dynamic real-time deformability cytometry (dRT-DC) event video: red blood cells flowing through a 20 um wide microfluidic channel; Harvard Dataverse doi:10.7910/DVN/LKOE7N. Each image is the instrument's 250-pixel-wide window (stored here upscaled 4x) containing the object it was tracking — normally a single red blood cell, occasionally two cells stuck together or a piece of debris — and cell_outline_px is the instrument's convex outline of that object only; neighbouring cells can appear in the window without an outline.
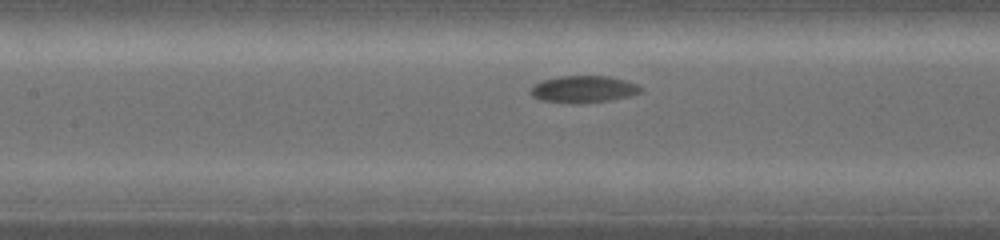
{"species": "common noctule bat (a hibernating species)", "species_latin": "Nyctalus noctula", "temperature_condition": "warm", "stored_images_in_passage": 8, "segment_of_instrument_passage": [2, 2], "camera_frame_rate_fps": 5000, "um_per_image_px": 0.085, "animal": {"sex": "female", "body_mass_g": 19.0, "forearm_length_mm": 53.3}, "frame": {"image": 1, "passage_image": 8, "time_ms": 4.6, "image_size_px": [1000, 240], "cell_outline_px": [[640, 92], [628, 96], [612, 100], [584, 104], [572, 104], [540, 100], [532, 96], [528, 92], [540, 80], [560, 76], [608, 76], [624, 80], [636, 84], [640, 88]], "centroid_in_image_um": [49.53, 7.6], "position_along_channel_um": 157.9, "area_um2": 17.4}}